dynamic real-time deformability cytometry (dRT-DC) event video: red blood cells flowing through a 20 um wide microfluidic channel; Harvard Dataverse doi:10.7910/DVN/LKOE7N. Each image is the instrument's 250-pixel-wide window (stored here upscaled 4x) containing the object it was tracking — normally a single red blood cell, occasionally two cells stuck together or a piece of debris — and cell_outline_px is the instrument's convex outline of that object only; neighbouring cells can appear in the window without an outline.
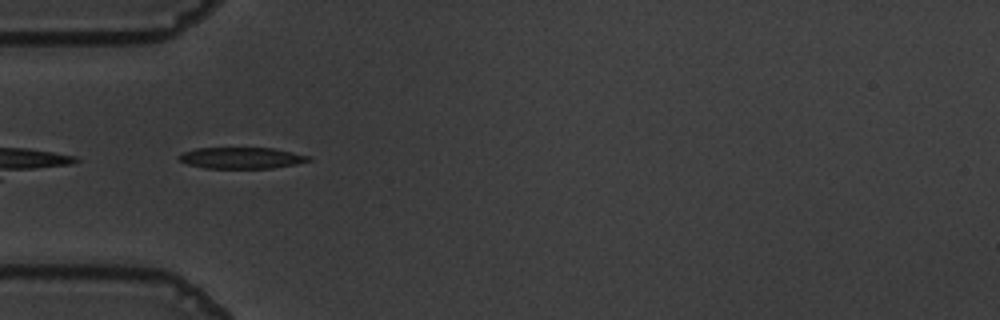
{"species": "common noctule bat (a hibernating species)", "species_latin": "Nyctalus noctula", "temperature_condition": "warm", "stored_images_in_passage": 5, "camera_frame_rate_fps": 3000, "um_per_image_px": 0.085, "animal": {"sex": "male", "body_mass_g": 19.5, "forearm_length_mm": 54.6}, "frame": {"image": 1, "passage_image": 1, "time_ms": 0.0, "image_size_px": [1000, 320], "cell_outline_px": [[312, 160], [296, 164], [272, 168], [204, 168], [188, 164], [180, 160], [176, 156], [184, 152], [196, 148], [272, 148], [312, 156]], "centroid_in_image_um": [20.55, 13.42], "position_along_channel_um": 64.5, "area_um2": 16.07}}